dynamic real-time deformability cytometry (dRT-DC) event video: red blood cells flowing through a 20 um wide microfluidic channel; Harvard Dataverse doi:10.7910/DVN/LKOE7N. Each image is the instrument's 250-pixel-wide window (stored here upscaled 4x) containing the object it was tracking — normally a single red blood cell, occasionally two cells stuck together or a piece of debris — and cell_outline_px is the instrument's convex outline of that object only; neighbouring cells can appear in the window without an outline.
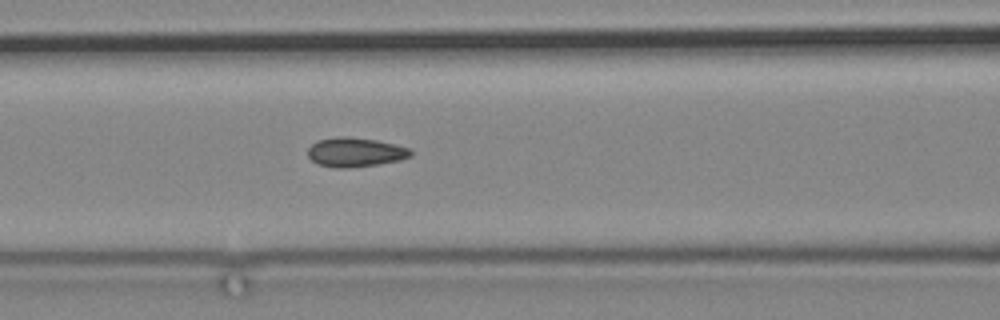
{"species": "common noctule bat (a hibernating species)", "species_latin": "Nyctalus noctula", "temperature_condition": "cold", "stored_images_in_passage": 7, "camera_frame_rate_fps": 3000, "um_per_image_px": 0.085, "animal": {"sex": "male", "body_mass_g": 19.2, "forearm_length_mm": 51.8}, "frame": {"image": 1, "passage_image": 7, "time_ms": 7.667, "image_size_px": [1000, 320], "cell_outline_px": [[412, 156], [400, 160], [376, 164], [348, 168], [336, 168], [316, 164], [308, 156], [308, 148], [316, 140], [336, 136], [348, 136], [376, 140], [412, 148]], "centroid_in_image_um": [30.19, 12.93], "position_along_channel_um": 136.4, "area_um2": 17.74}}